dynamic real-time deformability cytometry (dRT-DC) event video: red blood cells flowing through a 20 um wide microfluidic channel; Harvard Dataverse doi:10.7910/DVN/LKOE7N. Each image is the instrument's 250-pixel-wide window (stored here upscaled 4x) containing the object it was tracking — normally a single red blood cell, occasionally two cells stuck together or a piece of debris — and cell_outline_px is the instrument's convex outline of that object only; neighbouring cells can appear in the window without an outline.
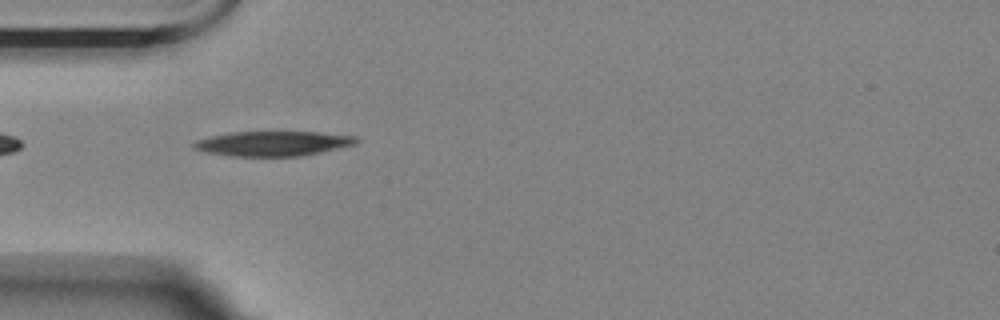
{"species": "Egyptian fruit bat (a non-hibernating species)", "species_latin": "Rousettus aegyptiacus", "temperature_condition": "room temperature", "stored_images_in_passage": 43, "camera_frame_rate_fps": 3000, "um_per_image_px": 0.085, "animal": {"sex": "female"}, "frame": {"image": 1, "passage_image": 3, "time_ms": 0.667, "image_size_px": [1000, 320], "cell_outline_px": [[360, 140], [356, 144], [320, 152], [300, 156], [228, 156], [208, 152], [192, 148], [192, 144], [196, 140], [212, 136], [232, 132], [316, 132], [356, 136]], "centroid_in_image_um": [23.2, 12.2], "position_along_channel_um": 61.8, "area_um2": 23.35}}
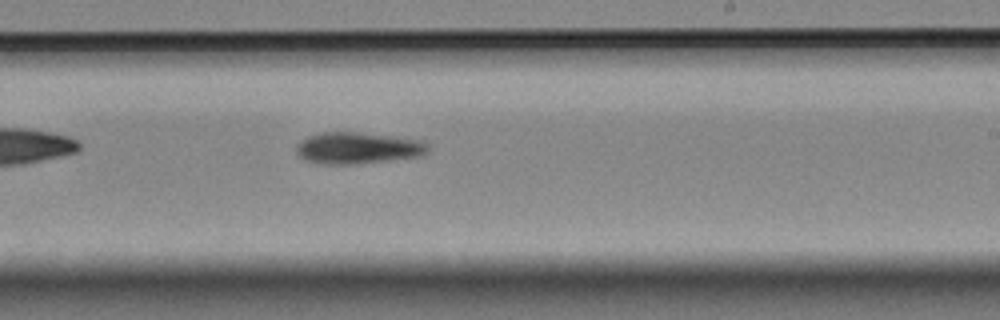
{"frame": {"image": 2, "passage_image": 20, "time_ms": 6.333, "image_size_px": [1000, 320], "cell_outline_px": [[428, 152], [424, 156], [392, 160], [356, 164], [324, 164], [308, 160], [300, 156], [296, 152], [296, 148], [308, 136], [324, 132], [356, 132], [424, 140], [428, 144]], "centroid_in_image_um": [30.5, 12.59], "position_along_channel_um": 258.5, "area_um2": 24.1}}
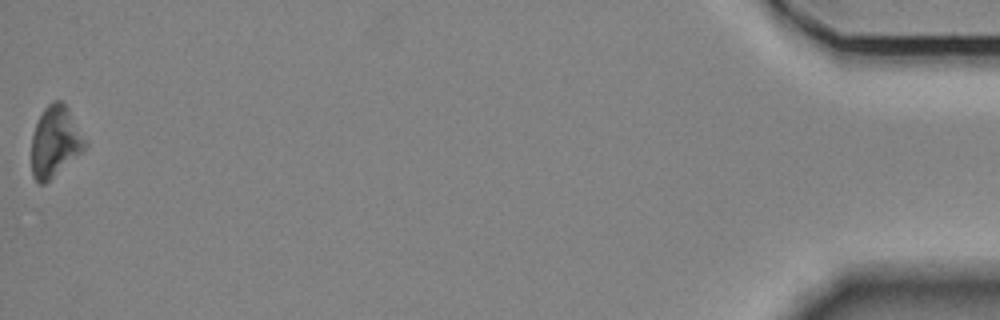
{"frame": {"image": 3, "passage_image": 43, "time_ms": 14.0, "image_size_px": [1000, 320], "cell_outline_px": [[88, 144], [80, 152], [44, 184], [40, 184], [32, 176], [32, 136], [36, 124], [44, 108], [52, 100], [64, 100], [88, 140]], "centroid_in_image_um": [4.71, 11.97], "position_along_channel_um": 430.5, "area_um2": 22.02}, "authors_computed_cell_mechanics": {"area_um2": 23.2934, "velocity_mm_per_s": 3.4912, "shape_relaxation_time_tau1_ms": 3.8289, "shape_relaxation_time_tau2_ms": null, "deformation_change_tau1": 0.1038, "deformation_change_tau2": null}}